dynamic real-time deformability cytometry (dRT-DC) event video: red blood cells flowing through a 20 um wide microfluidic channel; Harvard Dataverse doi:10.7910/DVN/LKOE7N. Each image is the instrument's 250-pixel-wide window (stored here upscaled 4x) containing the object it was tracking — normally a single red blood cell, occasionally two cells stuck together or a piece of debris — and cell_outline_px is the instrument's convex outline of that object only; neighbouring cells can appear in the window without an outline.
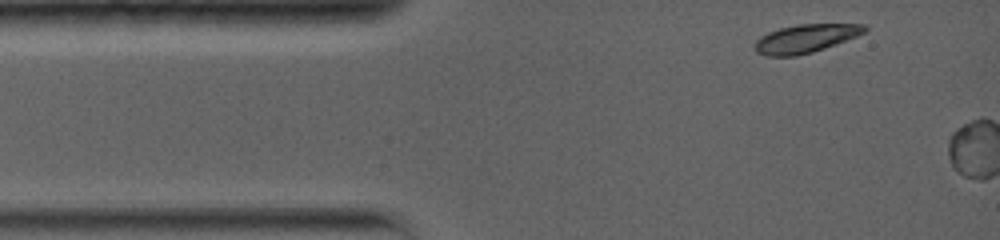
{"species": "common noctule bat (a hibernating species)", "species_latin": "Nyctalus noctula", "temperature_condition": "warm", "stored_images_in_passage": 3, "camera_frame_rate_fps": 5000, "um_per_image_px": 0.085, "animal": {"sex": "female", "body_mass_g": 19.0, "forearm_length_mm": 56.7}, "frame": {"image": 1, "passage_image": 1, "time_ms": 0.0, "image_size_px": [1000, 240], "cell_outline_px": [[868, 28], [864, 32], [856, 36], [836, 44], [812, 52], [796, 56], [768, 56], [756, 52], [756, 40], [760, 36], [768, 32], [780, 28], [796, 24], [864, 24]], "centroid_in_image_um": [68.46, 3.27], "position_along_channel_um": 16.5, "area_um2": 17.98}}